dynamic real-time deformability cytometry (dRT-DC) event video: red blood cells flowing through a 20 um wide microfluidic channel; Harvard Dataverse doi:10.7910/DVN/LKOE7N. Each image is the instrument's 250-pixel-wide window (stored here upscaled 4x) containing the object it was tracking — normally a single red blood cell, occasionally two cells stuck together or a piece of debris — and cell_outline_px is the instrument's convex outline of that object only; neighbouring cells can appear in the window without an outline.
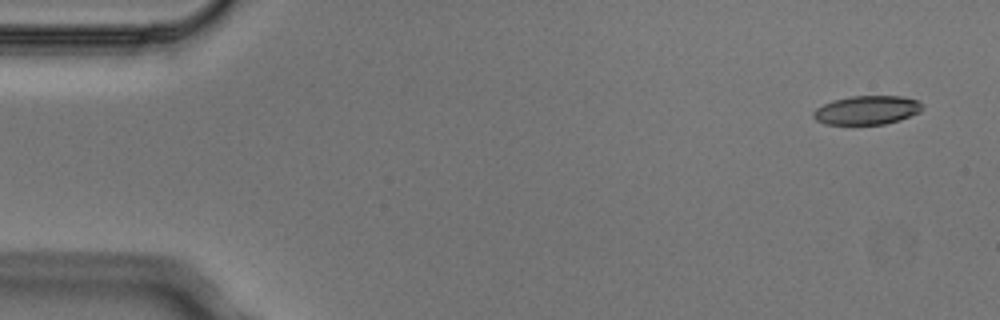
{"species": "Egyptian fruit bat (a non-hibernating species)", "species_latin": "Rousettus aegyptiacus", "temperature_condition": "cold", "stored_images_in_passage": 3, "camera_frame_rate_fps": 3000, "um_per_image_px": 0.085, "animal": {"sex": "male"}, "frame": {"image": 1, "passage_image": 1, "time_ms": 0.0, "image_size_px": [1000, 320], "cell_outline_px": [[924, 108], [920, 112], [900, 120], [884, 124], [824, 124], [816, 120], [812, 116], [812, 112], [816, 108], [832, 100], [852, 96], [900, 96], [916, 100], [924, 104]], "centroid_in_image_um": [73.69, 9.36], "position_along_channel_um": 11.3, "area_um2": 18.38}}